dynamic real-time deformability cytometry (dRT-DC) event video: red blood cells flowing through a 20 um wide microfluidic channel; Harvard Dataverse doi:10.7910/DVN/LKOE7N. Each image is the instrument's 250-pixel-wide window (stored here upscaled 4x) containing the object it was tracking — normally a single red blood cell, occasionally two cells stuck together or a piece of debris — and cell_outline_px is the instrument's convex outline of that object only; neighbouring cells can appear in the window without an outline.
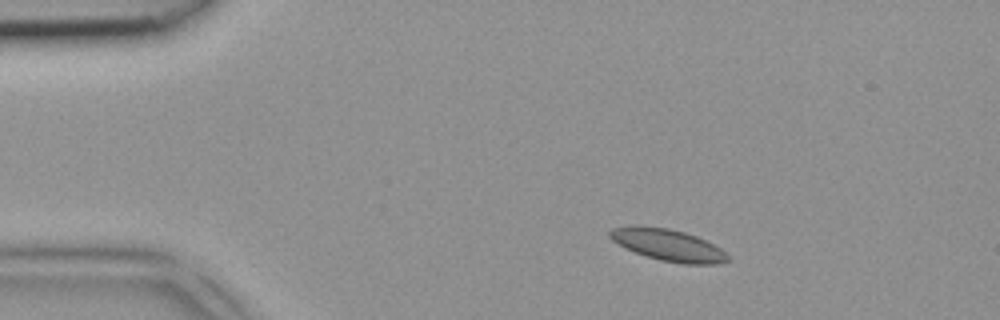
{"species": "common noctule bat (a hibernating species)", "species_latin": "Nyctalus noctula", "temperature_condition": "room temperature", "stored_images_in_passage": 4, "camera_frame_rate_fps": 3000, "um_per_image_px": 0.085, "animal": {"sex": "female", "body_mass_g": 18.4}, "frame": {"image": 1, "passage_image": 2, "time_ms": 0.333, "image_size_px": [1000, 320], "cell_outline_px": [[732, 260], [720, 264], [684, 264], [660, 260], [644, 256], [624, 248], [612, 240], [608, 236], [608, 232], [612, 228], [636, 224], [640, 224], [668, 228], [684, 232], [696, 236], [720, 248], [732, 256]], "centroid_in_image_um": [56.78, 20.82], "position_along_channel_um": 28.2, "area_um2": 22.37}}
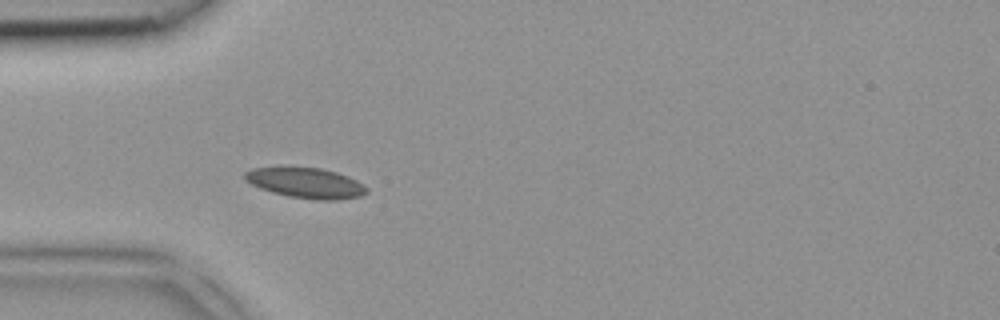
{"frame": {"image": 2, "passage_image": 4, "time_ms": 1.0, "image_size_px": [1000, 320], "cell_outline_px": [[368, 192], [360, 196], [336, 200], [316, 200], [288, 196], [272, 192], [260, 188], [244, 180], [244, 172], [252, 168], [292, 164], [320, 168], [336, 172], [348, 176], [364, 184], [368, 188]], "centroid_in_image_um": [25.95, 15.5], "position_along_channel_um": 59.0, "area_um2": 22.37}}